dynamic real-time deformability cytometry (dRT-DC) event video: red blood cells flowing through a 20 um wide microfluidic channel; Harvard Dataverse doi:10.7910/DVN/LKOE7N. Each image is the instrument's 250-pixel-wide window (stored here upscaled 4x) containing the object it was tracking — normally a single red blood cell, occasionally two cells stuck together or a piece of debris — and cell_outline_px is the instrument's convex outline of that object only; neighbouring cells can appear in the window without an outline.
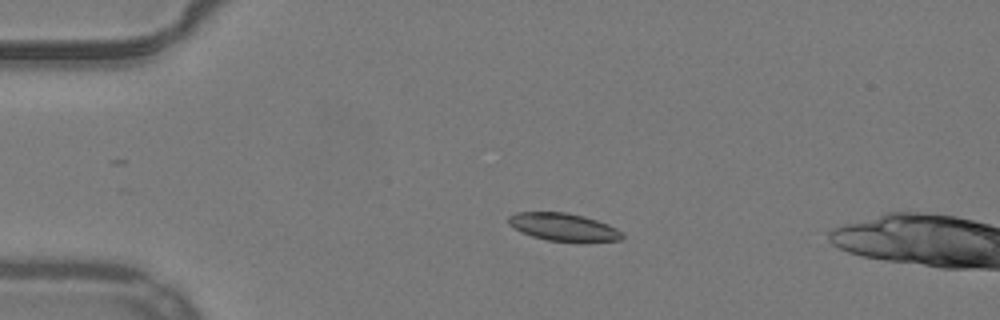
{"species": "common noctule bat (a hibernating species)", "species_latin": "Nyctalus noctula", "temperature_condition": "warm", "stored_images_in_passage": 17, "camera_frame_rate_fps": 3000, "um_per_image_px": 0.085, "animal": {"sex": "male", "body_mass_g": 19.2, "forearm_length_mm": 51.8}, "frame": {"image": 1, "passage_image": 12, "time_ms": 3.667, "image_size_px": [1000, 320], "cell_outline_px": [[624, 236], [620, 240], [548, 240], [532, 236], [520, 232], [512, 228], [508, 224], [508, 216], [516, 212], [564, 212], [584, 216], [608, 224], [616, 228]], "centroid_in_image_um": [47.8, 19.26], "position_along_channel_um": 37.2, "area_um2": 17.92}}